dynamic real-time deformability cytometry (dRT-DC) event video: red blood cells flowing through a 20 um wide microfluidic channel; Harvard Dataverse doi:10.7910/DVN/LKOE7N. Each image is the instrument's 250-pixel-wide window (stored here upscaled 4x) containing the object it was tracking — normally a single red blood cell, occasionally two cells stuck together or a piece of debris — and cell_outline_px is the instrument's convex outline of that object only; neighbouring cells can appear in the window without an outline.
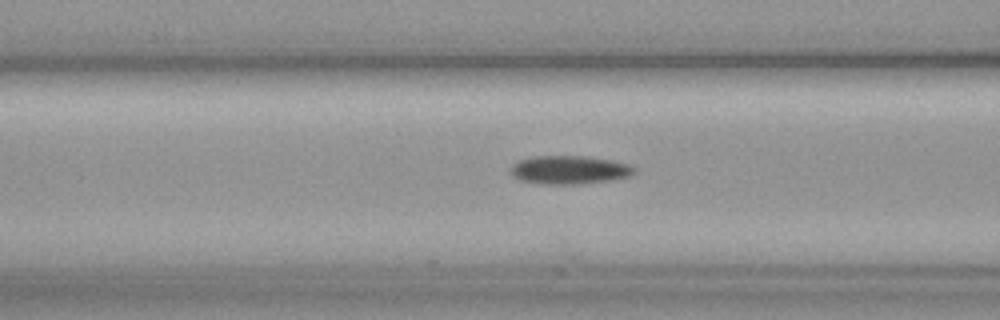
{"species": "common noctule bat (a hibernating species)", "species_latin": "Nyctalus noctula", "temperature_condition": "cold", "stored_images_in_passage": 40, "camera_frame_rate_fps": 3000, "um_per_image_px": 0.085, "animal": {"sex": "female", "body_mass_g": 19.3, "forearm_length_mm": 54.1}, "frame": {"image": 1, "passage_image": 6, "time_ms": 1.667, "image_size_px": [1000, 320], "cell_outline_px": [[636, 172], [628, 176], [608, 180], [572, 184], [540, 184], [520, 180], [512, 176], [512, 164], [520, 160], [532, 156], [584, 156], [612, 160], [628, 164], [636, 168]], "centroid_in_image_um": [48.37, 14.43], "position_along_channel_um": 118.2, "area_um2": 20.29}}
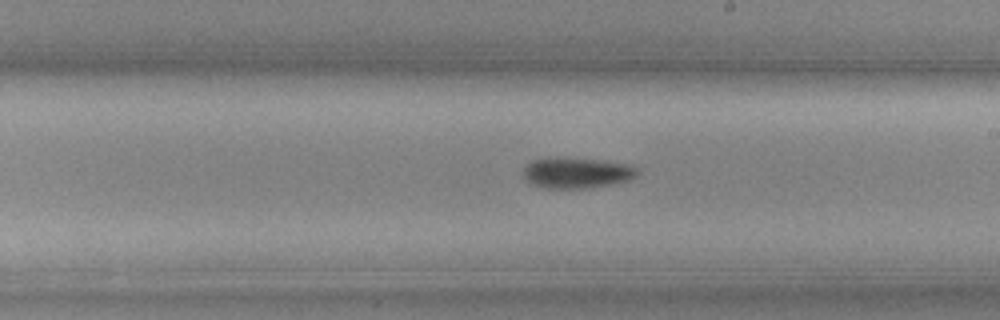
{"frame": {"image": 2, "passage_image": 16, "time_ms": 5.0, "image_size_px": [1000, 320], "cell_outline_px": [[636, 176], [628, 180], [612, 184], [588, 188], [544, 188], [532, 184], [524, 176], [524, 168], [532, 160], [556, 156], [600, 160], [632, 164], [636, 168]], "centroid_in_image_um": [49.02, 14.67], "position_along_channel_um": 240.0, "area_um2": 20.52}}
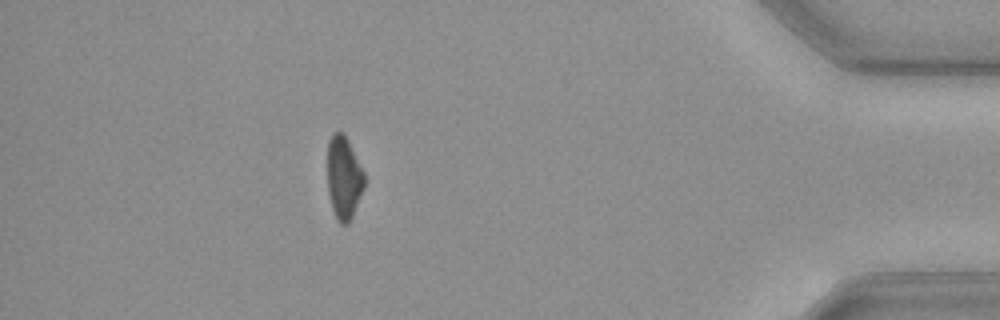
{"frame": {"image": 3, "passage_image": 34, "time_ms": 11.0, "image_size_px": [1000, 320], "cell_outline_px": [[364, 188], [352, 216], [348, 224], [340, 224], [336, 220], [332, 208], [328, 192], [328, 140], [332, 132], [344, 132], [364, 172]], "centroid_in_image_um": [29.21, 15.1], "position_along_channel_um": 406.0, "area_um2": 17.86}, "authors_computed_cell_mechanics": {"area_um2": 19.5364, "velocity_mm_per_s": 3.6676, "shape_relaxation_time_tau1_ms": 6.3018, "shape_relaxation_time_tau2_ms": null, "deformation_change_tau1": 0.1038, "deformation_change_tau2": null}}